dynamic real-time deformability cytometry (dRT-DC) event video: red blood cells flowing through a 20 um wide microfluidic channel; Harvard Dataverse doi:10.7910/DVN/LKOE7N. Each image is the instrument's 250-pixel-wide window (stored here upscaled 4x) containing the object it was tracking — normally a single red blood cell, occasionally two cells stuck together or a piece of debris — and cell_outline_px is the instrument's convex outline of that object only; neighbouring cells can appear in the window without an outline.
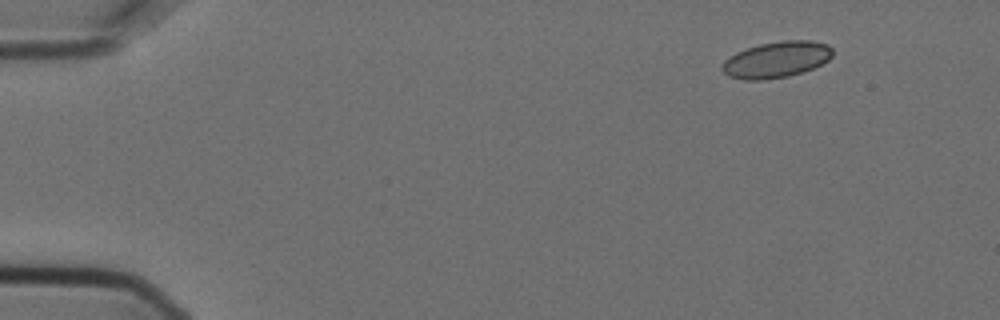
{"species": "Egyptian fruit bat (a non-hibernating species)", "species_latin": "Rousettus aegyptiacus", "temperature_condition": "cold", "stored_images_in_passage": 7, "camera_frame_rate_fps": 3000, "um_per_image_px": 0.085, "animal": {"sex": "female"}, "frame": {"image": 1, "passage_image": 2, "time_ms": 0.333, "image_size_px": [1000, 320], "cell_outline_px": [[832, 56], [828, 60], [804, 72], [788, 76], [764, 80], [744, 80], [728, 76], [720, 68], [724, 60], [736, 52], [760, 44], [784, 40], [812, 40], [828, 44], [832, 48]], "centroid_in_image_um": [65.99, 5.07], "position_along_channel_um": 19.0, "area_um2": 23.35}}
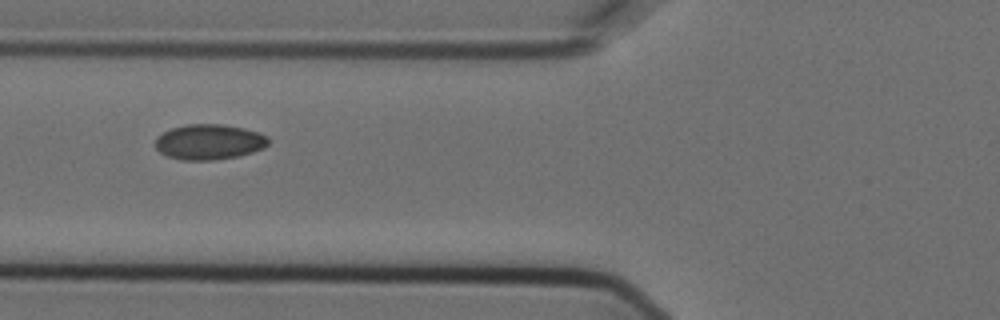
{"frame": {"image": 2, "passage_image": 6, "time_ms": 1.667, "image_size_px": [1000, 320], "cell_outline_px": [[268, 144], [264, 148], [240, 156], [216, 160], [180, 160], [168, 156], [160, 152], [156, 148], [156, 136], [172, 128], [188, 124], [224, 124], [244, 128], [268, 136]], "centroid_in_image_um": [17.78, 12.07], "position_along_channel_um": 108.0, "area_um2": 23.35}}
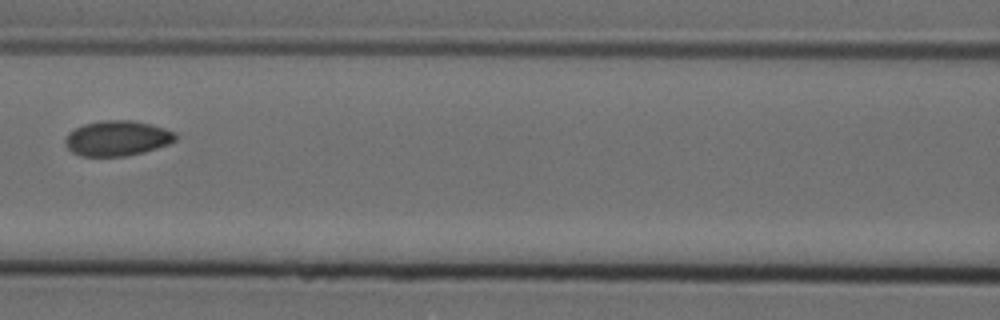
{"frame": {"image": 3, "passage_image": 7, "time_ms": 2.0, "image_size_px": [1000, 320], "cell_outline_px": [[176, 140], [168, 144], [144, 152], [128, 156], [80, 156], [72, 152], [64, 144], [64, 140], [68, 132], [84, 124], [100, 120], [132, 120], [164, 128], [176, 132]], "centroid_in_image_um": [9.94, 11.75], "position_along_channel_um": 156.7, "area_um2": 22.72}}